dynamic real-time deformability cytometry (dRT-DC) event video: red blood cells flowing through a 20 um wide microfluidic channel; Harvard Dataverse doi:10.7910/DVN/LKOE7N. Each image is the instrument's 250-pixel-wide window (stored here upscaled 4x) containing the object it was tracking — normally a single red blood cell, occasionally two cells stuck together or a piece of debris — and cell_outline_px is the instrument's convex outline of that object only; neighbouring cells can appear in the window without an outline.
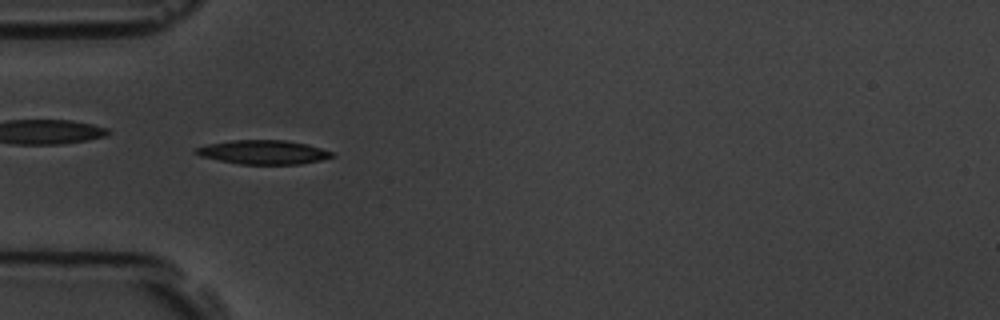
{"species": "common noctule bat (a hibernating species)", "species_latin": "Nyctalus noctula", "temperature_condition": "room temperature", "stored_images_in_passage": 5, "camera_frame_rate_fps": 3000, "um_per_image_px": 0.085, "animal": {"sex": "male", "body_mass_g": 19.5, "forearm_length_mm": 54.6}, "frame": {"image": 1, "passage_image": 4, "time_ms": 3.333, "image_size_px": [1000, 320], "cell_outline_px": [[336, 156], [320, 160], [300, 164], [240, 164], [200, 156], [192, 152], [196, 148], [208, 144], [232, 140], [284, 140], [308, 144], [336, 152]], "centroid_in_image_um": [22.43, 12.93], "position_along_channel_um": 62.6, "area_um2": 19.13}}